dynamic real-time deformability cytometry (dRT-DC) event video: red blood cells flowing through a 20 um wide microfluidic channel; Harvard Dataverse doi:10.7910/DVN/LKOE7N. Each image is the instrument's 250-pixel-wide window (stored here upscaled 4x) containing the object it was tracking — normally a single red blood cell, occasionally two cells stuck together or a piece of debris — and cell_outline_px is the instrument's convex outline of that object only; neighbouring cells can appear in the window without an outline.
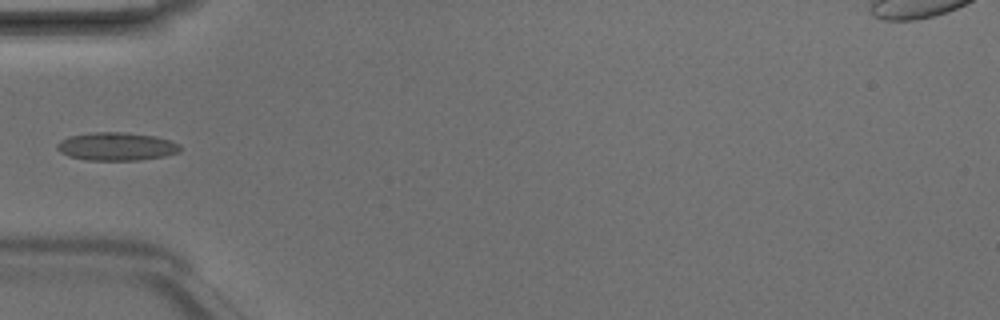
{"species": "Egyptian fruit bat (a non-hibernating species)", "species_latin": "Rousettus aegyptiacus", "temperature_condition": "room temperature", "stored_images_in_passage": 6, "camera_frame_rate_fps": 3000, "um_per_image_px": 0.085, "animal": {"sex": "male"}, "frame": {"image": 1, "passage_image": 5, "time_ms": 1.333, "image_size_px": [1000, 320], "cell_outline_px": [[180, 152], [164, 156], [140, 160], [88, 160], [68, 156], [60, 152], [56, 148], [56, 144], [60, 140], [68, 136], [96, 132], [124, 132], [156, 136], [172, 140], [180, 144]], "centroid_in_image_um": [9.91, 12.44], "position_along_channel_um": 75.1, "area_um2": 20.35}}